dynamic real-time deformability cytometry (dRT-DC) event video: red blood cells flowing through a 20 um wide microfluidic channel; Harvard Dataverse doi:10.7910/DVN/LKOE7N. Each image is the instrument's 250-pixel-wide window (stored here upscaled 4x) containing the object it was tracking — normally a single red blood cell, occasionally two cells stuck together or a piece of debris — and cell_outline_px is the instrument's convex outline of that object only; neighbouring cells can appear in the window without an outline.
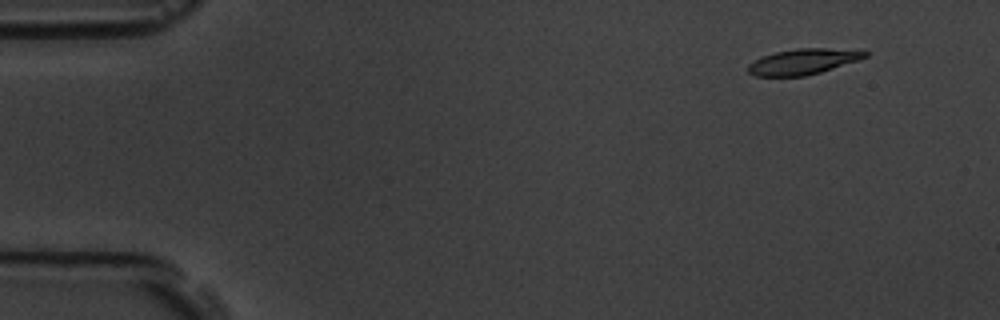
{"species": "common noctule bat (a hibernating species)", "species_latin": "Nyctalus noctula", "temperature_condition": "room temperature", "stored_images_in_passage": 5, "camera_frame_rate_fps": 3000, "um_per_image_px": 0.085, "animal": {"sex": "male", "body_mass_g": 19.5, "forearm_length_mm": 54.6}, "frame": {"image": 1, "passage_image": 2, "time_ms": 1.333, "image_size_px": [1000, 320], "cell_outline_px": [[868, 56], [820, 72], [804, 76], [756, 76], [748, 72], [748, 64], [760, 56], [776, 52], [796, 48], [828, 48], [868, 52]], "centroid_in_image_um": [68.18, 5.23], "position_along_channel_um": 16.8, "area_um2": 17.17}}
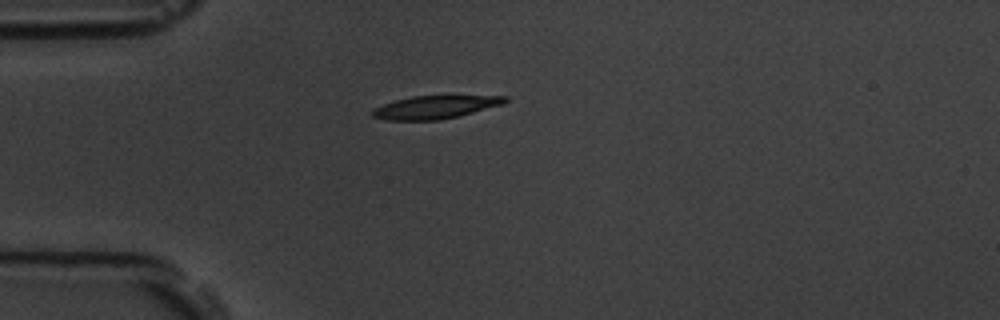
{"frame": {"image": 2, "passage_image": 5, "time_ms": 4.667, "image_size_px": [1000, 320], "cell_outline_px": [[508, 100], [504, 104], [440, 120], [388, 120], [372, 116], [368, 112], [372, 108], [396, 100], [412, 96], [448, 92], [508, 96]], "centroid_in_image_um": [37.07, 9.03], "position_along_channel_um": 47.9, "area_um2": 19.02}}